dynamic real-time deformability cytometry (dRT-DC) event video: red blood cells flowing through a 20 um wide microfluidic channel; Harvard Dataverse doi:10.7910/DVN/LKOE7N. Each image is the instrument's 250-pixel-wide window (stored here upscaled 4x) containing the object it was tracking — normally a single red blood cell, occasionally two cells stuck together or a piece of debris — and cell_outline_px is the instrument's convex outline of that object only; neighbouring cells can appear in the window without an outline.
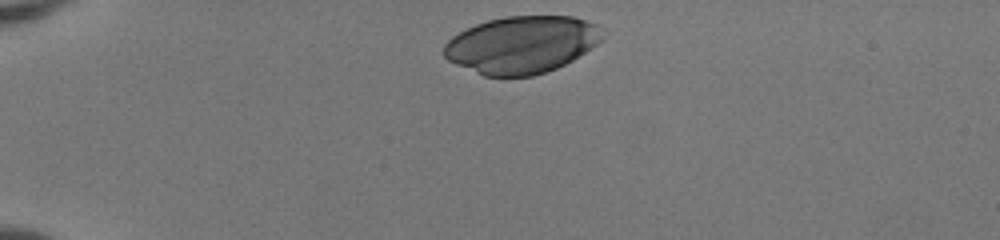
{"species": "human", "species_latin": "Homo sapiens", "temperature_condition": "room temperature", "stored_images_in_passage": 34, "camera_frame_rate_fps": 3000, "um_per_image_px": 0.085, "donor": {"sex": "female"}, "frame": {"image": 1, "passage_image": 1, "time_ms": 0.0, "image_size_px": [1000, 240], "cell_outline_px": [[608, 32], [596, 44], [572, 60], [556, 68], [532, 76], [484, 76], [456, 64], [448, 60], [444, 56], [444, 44], [452, 36], [476, 24], [488, 20], [504, 16], [572, 16], [596, 24], [604, 28]], "centroid_in_image_um": [44.36, 3.78], "position_along_channel_um": 40.6, "area_um2": 52.77}}
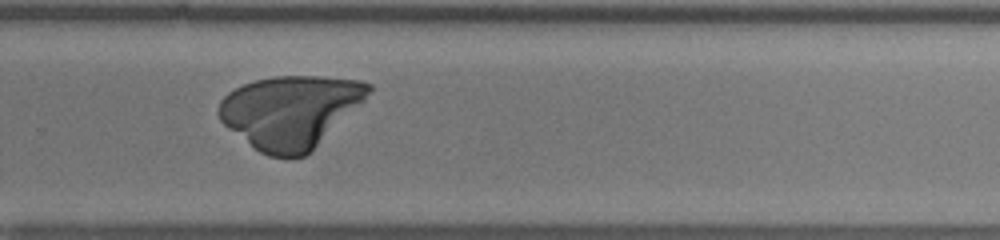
{"frame": {"image": 2, "passage_image": 25, "time_ms": 8.0, "image_size_px": [1000, 240], "cell_outline_px": [[372, 88], [364, 100], [304, 156], [268, 156], [260, 152], [228, 128], [220, 120], [216, 112], [220, 100], [228, 92], [244, 84], [256, 80], [272, 76], [320, 76], [360, 80], [372, 84]], "centroid_in_image_um": [24.64, 9.45], "position_along_channel_um": 305.2, "area_um2": 62.37}}